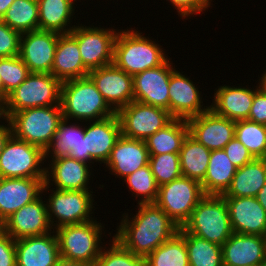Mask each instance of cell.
Returning a JSON list of instances; mask_svg holds the SVG:
<instances>
[{"mask_svg":"<svg viewBox=\"0 0 266 266\" xmlns=\"http://www.w3.org/2000/svg\"><path fill=\"white\" fill-rule=\"evenodd\" d=\"M137 205L134 216L122 214L113 237L133 254L146 258L180 227L155 203Z\"/></svg>","mask_w":266,"mask_h":266,"instance_id":"cell-1","label":"cell"},{"mask_svg":"<svg viewBox=\"0 0 266 266\" xmlns=\"http://www.w3.org/2000/svg\"><path fill=\"white\" fill-rule=\"evenodd\" d=\"M129 29V30H128ZM118 31L114 44L113 63L134 76L147 69L163 65L169 58L160 44L145 37L140 30L128 28Z\"/></svg>","mask_w":266,"mask_h":266,"instance_id":"cell-2","label":"cell"},{"mask_svg":"<svg viewBox=\"0 0 266 266\" xmlns=\"http://www.w3.org/2000/svg\"><path fill=\"white\" fill-rule=\"evenodd\" d=\"M60 105L69 121H98L116 114L89 76L62 82Z\"/></svg>","mask_w":266,"mask_h":266,"instance_id":"cell-3","label":"cell"},{"mask_svg":"<svg viewBox=\"0 0 266 266\" xmlns=\"http://www.w3.org/2000/svg\"><path fill=\"white\" fill-rule=\"evenodd\" d=\"M182 228L189 234L222 246L233 233L224 197L205 195Z\"/></svg>","mask_w":266,"mask_h":266,"instance_id":"cell-4","label":"cell"},{"mask_svg":"<svg viewBox=\"0 0 266 266\" xmlns=\"http://www.w3.org/2000/svg\"><path fill=\"white\" fill-rule=\"evenodd\" d=\"M61 85L51 73H30L2 103V116L9 118L24 109L60 105Z\"/></svg>","mask_w":266,"mask_h":266,"instance_id":"cell-5","label":"cell"},{"mask_svg":"<svg viewBox=\"0 0 266 266\" xmlns=\"http://www.w3.org/2000/svg\"><path fill=\"white\" fill-rule=\"evenodd\" d=\"M94 219L85 223L61 226L56 232L59 254L66 260L78 261L94 266L102 250L105 226ZM104 233H103V232Z\"/></svg>","mask_w":266,"mask_h":266,"instance_id":"cell-6","label":"cell"},{"mask_svg":"<svg viewBox=\"0 0 266 266\" xmlns=\"http://www.w3.org/2000/svg\"><path fill=\"white\" fill-rule=\"evenodd\" d=\"M62 119L61 105L28 108L14 112L8 118L15 138L44 151L50 145Z\"/></svg>","mask_w":266,"mask_h":266,"instance_id":"cell-7","label":"cell"},{"mask_svg":"<svg viewBox=\"0 0 266 266\" xmlns=\"http://www.w3.org/2000/svg\"><path fill=\"white\" fill-rule=\"evenodd\" d=\"M44 191L49 194L45 201L53 230L61 226L85 223L95 219L93 217L96 209L94 205L97 202H94L93 196L96 195H93L95 193L93 190H54L49 186H43L42 194L47 197Z\"/></svg>","mask_w":266,"mask_h":266,"instance_id":"cell-8","label":"cell"},{"mask_svg":"<svg viewBox=\"0 0 266 266\" xmlns=\"http://www.w3.org/2000/svg\"><path fill=\"white\" fill-rule=\"evenodd\" d=\"M204 196L201 183L181 176L159 186L155 204L164 210L179 227H183Z\"/></svg>","mask_w":266,"mask_h":266,"instance_id":"cell-9","label":"cell"},{"mask_svg":"<svg viewBox=\"0 0 266 266\" xmlns=\"http://www.w3.org/2000/svg\"><path fill=\"white\" fill-rule=\"evenodd\" d=\"M44 160L42 148L12 135L0 155V178H45Z\"/></svg>","mask_w":266,"mask_h":266,"instance_id":"cell-10","label":"cell"},{"mask_svg":"<svg viewBox=\"0 0 266 266\" xmlns=\"http://www.w3.org/2000/svg\"><path fill=\"white\" fill-rule=\"evenodd\" d=\"M79 25L77 24L70 34L77 40L84 66L91 71L112 64L114 44L119 30Z\"/></svg>","mask_w":266,"mask_h":266,"instance_id":"cell-11","label":"cell"},{"mask_svg":"<svg viewBox=\"0 0 266 266\" xmlns=\"http://www.w3.org/2000/svg\"><path fill=\"white\" fill-rule=\"evenodd\" d=\"M117 115L122 135L137 140H146L174 119L166 109L137 101L121 108Z\"/></svg>","mask_w":266,"mask_h":266,"instance_id":"cell-12","label":"cell"},{"mask_svg":"<svg viewBox=\"0 0 266 266\" xmlns=\"http://www.w3.org/2000/svg\"><path fill=\"white\" fill-rule=\"evenodd\" d=\"M175 69L169 57L163 65L134 75V101L169 111V82Z\"/></svg>","mask_w":266,"mask_h":266,"instance_id":"cell-13","label":"cell"},{"mask_svg":"<svg viewBox=\"0 0 266 266\" xmlns=\"http://www.w3.org/2000/svg\"><path fill=\"white\" fill-rule=\"evenodd\" d=\"M59 35L39 29L21 33L19 56L30 73H51Z\"/></svg>","mask_w":266,"mask_h":266,"instance_id":"cell-14","label":"cell"},{"mask_svg":"<svg viewBox=\"0 0 266 266\" xmlns=\"http://www.w3.org/2000/svg\"><path fill=\"white\" fill-rule=\"evenodd\" d=\"M88 76L116 113L134 101L133 76L120 70L114 63L91 70Z\"/></svg>","mask_w":266,"mask_h":266,"instance_id":"cell-15","label":"cell"},{"mask_svg":"<svg viewBox=\"0 0 266 266\" xmlns=\"http://www.w3.org/2000/svg\"><path fill=\"white\" fill-rule=\"evenodd\" d=\"M43 198L41 194L36 200L20 208L8 217L0 228L15 240L52 232L47 203Z\"/></svg>","mask_w":266,"mask_h":266,"instance_id":"cell-16","label":"cell"},{"mask_svg":"<svg viewBox=\"0 0 266 266\" xmlns=\"http://www.w3.org/2000/svg\"><path fill=\"white\" fill-rule=\"evenodd\" d=\"M186 121L189 135L210 151L224 149L235 137V121L216 114L210 108Z\"/></svg>","mask_w":266,"mask_h":266,"instance_id":"cell-17","label":"cell"},{"mask_svg":"<svg viewBox=\"0 0 266 266\" xmlns=\"http://www.w3.org/2000/svg\"><path fill=\"white\" fill-rule=\"evenodd\" d=\"M196 83L178 70H174L169 82V113L174 119L188 120L207 111L210 106L203 104L202 91ZM202 95V97H201Z\"/></svg>","mask_w":266,"mask_h":266,"instance_id":"cell-18","label":"cell"},{"mask_svg":"<svg viewBox=\"0 0 266 266\" xmlns=\"http://www.w3.org/2000/svg\"><path fill=\"white\" fill-rule=\"evenodd\" d=\"M47 166L43 186H53L56 190H92L89 186V178L93 175L90 164L67 156L48 159Z\"/></svg>","mask_w":266,"mask_h":266,"instance_id":"cell-19","label":"cell"},{"mask_svg":"<svg viewBox=\"0 0 266 266\" xmlns=\"http://www.w3.org/2000/svg\"><path fill=\"white\" fill-rule=\"evenodd\" d=\"M84 125L86 153L90 154V165L108 161L115 143L122 135L117 113L98 121H87ZM89 124V125H88Z\"/></svg>","mask_w":266,"mask_h":266,"instance_id":"cell-20","label":"cell"},{"mask_svg":"<svg viewBox=\"0 0 266 266\" xmlns=\"http://www.w3.org/2000/svg\"><path fill=\"white\" fill-rule=\"evenodd\" d=\"M45 178H0V225L42 194Z\"/></svg>","mask_w":266,"mask_h":266,"instance_id":"cell-21","label":"cell"},{"mask_svg":"<svg viewBox=\"0 0 266 266\" xmlns=\"http://www.w3.org/2000/svg\"><path fill=\"white\" fill-rule=\"evenodd\" d=\"M232 231L266 237V211L256 197H224Z\"/></svg>","mask_w":266,"mask_h":266,"instance_id":"cell-22","label":"cell"},{"mask_svg":"<svg viewBox=\"0 0 266 266\" xmlns=\"http://www.w3.org/2000/svg\"><path fill=\"white\" fill-rule=\"evenodd\" d=\"M149 163V152L144 140L121 135L111 151L104 168L116 178L124 179Z\"/></svg>","mask_w":266,"mask_h":266,"instance_id":"cell-23","label":"cell"},{"mask_svg":"<svg viewBox=\"0 0 266 266\" xmlns=\"http://www.w3.org/2000/svg\"><path fill=\"white\" fill-rule=\"evenodd\" d=\"M59 258V243L54 230L16 240V266H55Z\"/></svg>","mask_w":266,"mask_h":266,"instance_id":"cell-24","label":"cell"},{"mask_svg":"<svg viewBox=\"0 0 266 266\" xmlns=\"http://www.w3.org/2000/svg\"><path fill=\"white\" fill-rule=\"evenodd\" d=\"M224 266L261 265L266 257V237L232 233L221 246Z\"/></svg>","mask_w":266,"mask_h":266,"instance_id":"cell-25","label":"cell"},{"mask_svg":"<svg viewBox=\"0 0 266 266\" xmlns=\"http://www.w3.org/2000/svg\"><path fill=\"white\" fill-rule=\"evenodd\" d=\"M218 88V89H217ZM214 89V96L210 106L216 114L224 116L232 121L248 119L251 106L256 93V86L251 87L218 86Z\"/></svg>","mask_w":266,"mask_h":266,"instance_id":"cell-26","label":"cell"},{"mask_svg":"<svg viewBox=\"0 0 266 266\" xmlns=\"http://www.w3.org/2000/svg\"><path fill=\"white\" fill-rule=\"evenodd\" d=\"M51 74L61 82L88 76L80 56L77 40L70 34H60Z\"/></svg>","mask_w":266,"mask_h":266,"instance_id":"cell-27","label":"cell"},{"mask_svg":"<svg viewBox=\"0 0 266 266\" xmlns=\"http://www.w3.org/2000/svg\"><path fill=\"white\" fill-rule=\"evenodd\" d=\"M39 6L38 29L68 34L75 25H71L77 0H37ZM71 25V26H70Z\"/></svg>","mask_w":266,"mask_h":266,"instance_id":"cell-28","label":"cell"},{"mask_svg":"<svg viewBox=\"0 0 266 266\" xmlns=\"http://www.w3.org/2000/svg\"><path fill=\"white\" fill-rule=\"evenodd\" d=\"M266 183V167L262 158H254L237 171L223 197H256Z\"/></svg>","mask_w":266,"mask_h":266,"instance_id":"cell-29","label":"cell"},{"mask_svg":"<svg viewBox=\"0 0 266 266\" xmlns=\"http://www.w3.org/2000/svg\"><path fill=\"white\" fill-rule=\"evenodd\" d=\"M237 167L229 160L225 151H211L206 175L201 183L205 195H223L229 188Z\"/></svg>","mask_w":266,"mask_h":266,"instance_id":"cell-30","label":"cell"},{"mask_svg":"<svg viewBox=\"0 0 266 266\" xmlns=\"http://www.w3.org/2000/svg\"><path fill=\"white\" fill-rule=\"evenodd\" d=\"M189 134L188 124L183 119H173L164 128L149 136L145 141L149 155L179 153Z\"/></svg>","mask_w":266,"mask_h":266,"instance_id":"cell-31","label":"cell"},{"mask_svg":"<svg viewBox=\"0 0 266 266\" xmlns=\"http://www.w3.org/2000/svg\"><path fill=\"white\" fill-rule=\"evenodd\" d=\"M211 151L189 134L179 152L182 176L202 183L207 172Z\"/></svg>","mask_w":266,"mask_h":266,"instance_id":"cell-32","label":"cell"},{"mask_svg":"<svg viewBox=\"0 0 266 266\" xmlns=\"http://www.w3.org/2000/svg\"><path fill=\"white\" fill-rule=\"evenodd\" d=\"M146 263L147 266H189L184 229L180 227L178 233L152 251Z\"/></svg>","mask_w":266,"mask_h":266,"instance_id":"cell-33","label":"cell"},{"mask_svg":"<svg viewBox=\"0 0 266 266\" xmlns=\"http://www.w3.org/2000/svg\"><path fill=\"white\" fill-rule=\"evenodd\" d=\"M189 266H224L222 247L184 230Z\"/></svg>","mask_w":266,"mask_h":266,"instance_id":"cell-34","label":"cell"},{"mask_svg":"<svg viewBox=\"0 0 266 266\" xmlns=\"http://www.w3.org/2000/svg\"><path fill=\"white\" fill-rule=\"evenodd\" d=\"M39 6L37 0H15L1 19L20 33L38 30Z\"/></svg>","mask_w":266,"mask_h":266,"instance_id":"cell-35","label":"cell"},{"mask_svg":"<svg viewBox=\"0 0 266 266\" xmlns=\"http://www.w3.org/2000/svg\"><path fill=\"white\" fill-rule=\"evenodd\" d=\"M235 137L253 158H263L266 155V125L248 119L236 121Z\"/></svg>","mask_w":266,"mask_h":266,"instance_id":"cell-36","label":"cell"},{"mask_svg":"<svg viewBox=\"0 0 266 266\" xmlns=\"http://www.w3.org/2000/svg\"><path fill=\"white\" fill-rule=\"evenodd\" d=\"M123 180L124 183L126 182L128 190L131 191L132 197L134 195L135 199H138L136 200L137 204L155 203L159 186L149 164L134 171Z\"/></svg>","mask_w":266,"mask_h":266,"instance_id":"cell-37","label":"cell"},{"mask_svg":"<svg viewBox=\"0 0 266 266\" xmlns=\"http://www.w3.org/2000/svg\"><path fill=\"white\" fill-rule=\"evenodd\" d=\"M67 119H62L55 136L50 145L46 148L45 162L49 159L67 157L72 147L79 142V121L73 123Z\"/></svg>","mask_w":266,"mask_h":266,"instance_id":"cell-38","label":"cell"},{"mask_svg":"<svg viewBox=\"0 0 266 266\" xmlns=\"http://www.w3.org/2000/svg\"><path fill=\"white\" fill-rule=\"evenodd\" d=\"M108 245H103L94 266H147L145 257L133 254L113 236Z\"/></svg>","mask_w":266,"mask_h":266,"instance_id":"cell-39","label":"cell"},{"mask_svg":"<svg viewBox=\"0 0 266 266\" xmlns=\"http://www.w3.org/2000/svg\"><path fill=\"white\" fill-rule=\"evenodd\" d=\"M149 166L158 186L182 176L179 153L149 155Z\"/></svg>","mask_w":266,"mask_h":266,"instance_id":"cell-40","label":"cell"},{"mask_svg":"<svg viewBox=\"0 0 266 266\" xmlns=\"http://www.w3.org/2000/svg\"><path fill=\"white\" fill-rule=\"evenodd\" d=\"M30 74L28 66L19 55L0 58V76L4 87V101Z\"/></svg>","mask_w":266,"mask_h":266,"instance_id":"cell-41","label":"cell"},{"mask_svg":"<svg viewBox=\"0 0 266 266\" xmlns=\"http://www.w3.org/2000/svg\"><path fill=\"white\" fill-rule=\"evenodd\" d=\"M21 33L10 28L0 20V58L13 57L20 54Z\"/></svg>","mask_w":266,"mask_h":266,"instance_id":"cell-42","label":"cell"},{"mask_svg":"<svg viewBox=\"0 0 266 266\" xmlns=\"http://www.w3.org/2000/svg\"><path fill=\"white\" fill-rule=\"evenodd\" d=\"M172 4V6L178 12V16H181L182 19L199 14L203 11H206L208 7H212L213 0H166Z\"/></svg>","mask_w":266,"mask_h":266,"instance_id":"cell-43","label":"cell"},{"mask_svg":"<svg viewBox=\"0 0 266 266\" xmlns=\"http://www.w3.org/2000/svg\"><path fill=\"white\" fill-rule=\"evenodd\" d=\"M223 150L237 168H241L254 159L248 149L236 137L231 139Z\"/></svg>","mask_w":266,"mask_h":266,"instance_id":"cell-44","label":"cell"},{"mask_svg":"<svg viewBox=\"0 0 266 266\" xmlns=\"http://www.w3.org/2000/svg\"><path fill=\"white\" fill-rule=\"evenodd\" d=\"M0 266H16V240L0 228Z\"/></svg>","mask_w":266,"mask_h":266,"instance_id":"cell-45","label":"cell"},{"mask_svg":"<svg viewBox=\"0 0 266 266\" xmlns=\"http://www.w3.org/2000/svg\"><path fill=\"white\" fill-rule=\"evenodd\" d=\"M248 120L266 125V93L259 88L258 84Z\"/></svg>","mask_w":266,"mask_h":266,"instance_id":"cell-46","label":"cell"},{"mask_svg":"<svg viewBox=\"0 0 266 266\" xmlns=\"http://www.w3.org/2000/svg\"><path fill=\"white\" fill-rule=\"evenodd\" d=\"M69 157L90 164V154L86 153L84 125L82 123H79V142L71 148Z\"/></svg>","mask_w":266,"mask_h":266,"instance_id":"cell-47","label":"cell"},{"mask_svg":"<svg viewBox=\"0 0 266 266\" xmlns=\"http://www.w3.org/2000/svg\"><path fill=\"white\" fill-rule=\"evenodd\" d=\"M0 120H1L0 121V155H1L6 142L12 136V128L8 118H6L5 116H1Z\"/></svg>","mask_w":266,"mask_h":266,"instance_id":"cell-48","label":"cell"},{"mask_svg":"<svg viewBox=\"0 0 266 266\" xmlns=\"http://www.w3.org/2000/svg\"><path fill=\"white\" fill-rule=\"evenodd\" d=\"M55 266H89V265L82 263V262H78V261L66 260L60 257L57 260Z\"/></svg>","mask_w":266,"mask_h":266,"instance_id":"cell-49","label":"cell"},{"mask_svg":"<svg viewBox=\"0 0 266 266\" xmlns=\"http://www.w3.org/2000/svg\"><path fill=\"white\" fill-rule=\"evenodd\" d=\"M256 198H257L258 202L260 203V205L266 211V183L262 187V189L258 192Z\"/></svg>","mask_w":266,"mask_h":266,"instance_id":"cell-50","label":"cell"},{"mask_svg":"<svg viewBox=\"0 0 266 266\" xmlns=\"http://www.w3.org/2000/svg\"><path fill=\"white\" fill-rule=\"evenodd\" d=\"M15 0H0V20Z\"/></svg>","mask_w":266,"mask_h":266,"instance_id":"cell-51","label":"cell"},{"mask_svg":"<svg viewBox=\"0 0 266 266\" xmlns=\"http://www.w3.org/2000/svg\"><path fill=\"white\" fill-rule=\"evenodd\" d=\"M258 81L259 88L262 89L266 93V69L263 71L262 76Z\"/></svg>","mask_w":266,"mask_h":266,"instance_id":"cell-52","label":"cell"},{"mask_svg":"<svg viewBox=\"0 0 266 266\" xmlns=\"http://www.w3.org/2000/svg\"><path fill=\"white\" fill-rule=\"evenodd\" d=\"M3 102H4V87L0 76V105H2Z\"/></svg>","mask_w":266,"mask_h":266,"instance_id":"cell-53","label":"cell"},{"mask_svg":"<svg viewBox=\"0 0 266 266\" xmlns=\"http://www.w3.org/2000/svg\"><path fill=\"white\" fill-rule=\"evenodd\" d=\"M266 167V155L262 158Z\"/></svg>","mask_w":266,"mask_h":266,"instance_id":"cell-54","label":"cell"},{"mask_svg":"<svg viewBox=\"0 0 266 266\" xmlns=\"http://www.w3.org/2000/svg\"><path fill=\"white\" fill-rule=\"evenodd\" d=\"M261 265H262V266H266V257H265L264 262H263Z\"/></svg>","mask_w":266,"mask_h":266,"instance_id":"cell-55","label":"cell"}]
</instances>
